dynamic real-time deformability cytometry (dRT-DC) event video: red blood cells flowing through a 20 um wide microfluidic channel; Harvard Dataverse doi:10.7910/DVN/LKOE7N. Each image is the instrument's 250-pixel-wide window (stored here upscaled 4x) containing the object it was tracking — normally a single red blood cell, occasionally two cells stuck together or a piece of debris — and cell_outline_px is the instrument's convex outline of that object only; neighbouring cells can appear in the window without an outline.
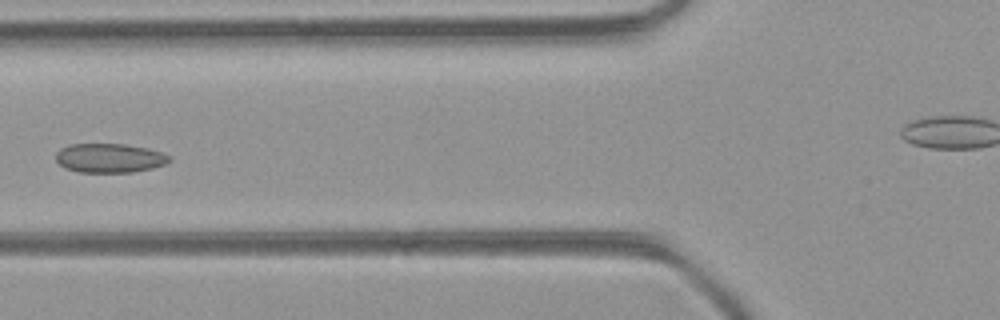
{"species": "common noctule bat (a hibernating species)", "species_latin": "Nyctalus noctula", "temperature_condition": "room temperature", "stored_images_in_passage": 6, "camera_frame_rate_fps": 3000, "um_per_image_px": 0.085, "animal": {"sex": "female", "body_mass_g": 21.9}, "frame": {"image": 1, "passage_image": 5, "time_ms": 1.333, "image_size_px": [1000, 320], "cell_outline_px": [[172, 160], [164, 164], [152, 168], [132, 172], [80, 172], [64, 168], [56, 160], [56, 152], [60, 148], [68, 144], [124, 144], [148, 148], [172, 156]], "centroid_in_image_um": [9.3, 13.43], "position_along_channel_um": 116.5, "area_um2": 19.36}}